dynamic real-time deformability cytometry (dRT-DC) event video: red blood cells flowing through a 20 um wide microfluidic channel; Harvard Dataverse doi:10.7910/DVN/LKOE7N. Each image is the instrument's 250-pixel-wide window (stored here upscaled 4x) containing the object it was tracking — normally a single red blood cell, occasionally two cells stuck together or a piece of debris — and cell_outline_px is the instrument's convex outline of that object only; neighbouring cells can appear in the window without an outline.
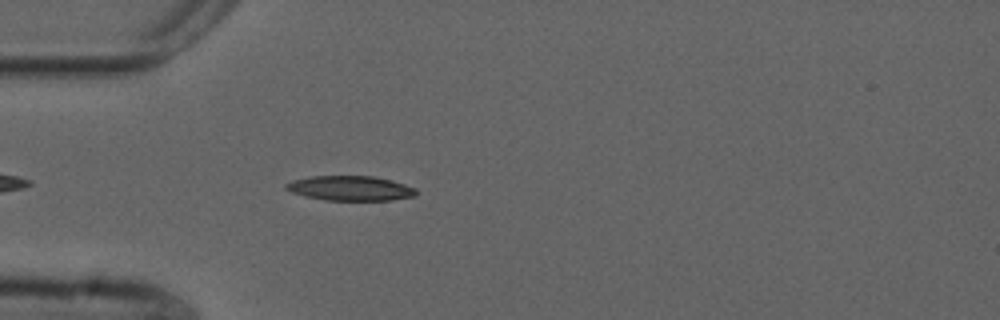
{"species": "common noctule bat (a hibernating species)", "species_latin": "Nyctalus noctula", "temperature_condition": "cold", "stored_images_in_passage": 36, "camera_frame_rate_fps": 3000, "um_per_image_px": 0.085, "animal": {"sex": "male", "forearm_length_mm": 52.5}, "frame": {"image": 1, "passage_image": 5, "time_ms": 1.333, "image_size_px": [1000, 320], "cell_outline_px": [[416, 196], [392, 200], [324, 200], [304, 196], [292, 192], [284, 188], [284, 184], [292, 180], [308, 176], [376, 176], [392, 180], [416, 188]], "centroid_in_image_um": [29.76, 15.99], "position_along_channel_um": 55.2, "area_um2": 18.96}}
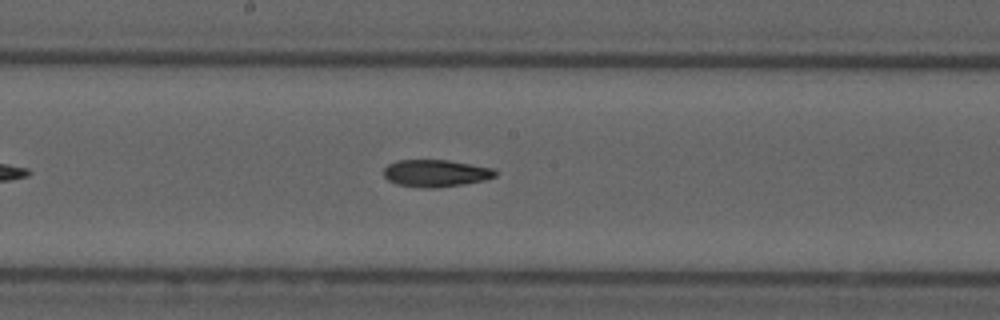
{"frame": {"image": 2, "passage_image": 18, "time_ms": 5.667, "image_size_px": [1000, 320], "cell_outline_px": [[496, 176], [484, 180], [464, 184], [436, 188], [424, 188], [396, 184], [388, 180], [384, 176], [384, 168], [388, 164], [396, 160], [448, 160], [496, 168]], "centroid_in_image_um": [37.05, 14.72], "position_along_channel_um": 211.2, "area_um2": 17.8}}
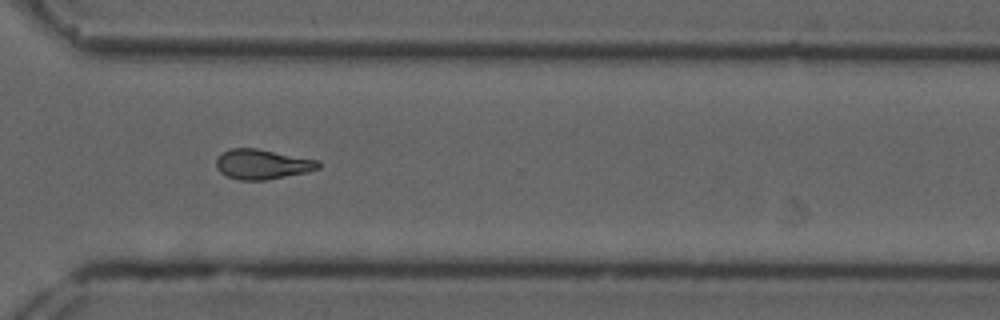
{"frame": {"image": 3, "passage_image": 29, "time_ms": 9.333, "image_size_px": [1000, 320], "cell_outline_px": [[320, 168], [308, 172], [264, 180], [236, 180], [220, 172], [216, 168], [216, 160], [224, 152], [232, 148], [256, 148], [320, 160]], "centroid_in_image_um": [22.32, 13.96], "position_along_channel_um": 348.3, "area_um2": 17.8}}